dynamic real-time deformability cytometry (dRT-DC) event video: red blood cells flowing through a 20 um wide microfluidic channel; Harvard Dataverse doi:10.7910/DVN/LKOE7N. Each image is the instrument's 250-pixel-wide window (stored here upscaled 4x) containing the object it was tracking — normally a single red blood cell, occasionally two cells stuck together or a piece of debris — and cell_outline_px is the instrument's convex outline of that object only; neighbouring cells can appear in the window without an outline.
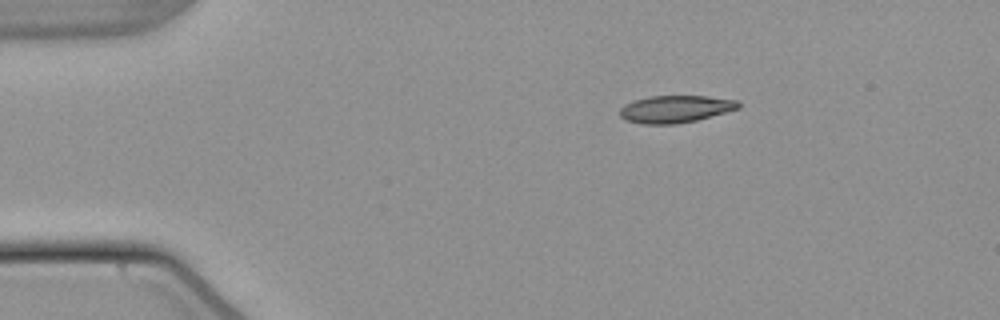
{"species": "common noctule bat (a hibernating species)", "species_latin": "Nyctalus noctula", "temperature_condition": "warm", "stored_images_in_passage": 45, "camera_frame_rate_fps": 3000, "um_per_image_px": 0.085, "animal": {"sex": "male", "body_mass_g": 21.5, "forearm_length_mm": 52.0}, "frame": {"image": 1, "passage_image": 1, "time_ms": 0.0, "image_size_px": [1000, 320], "cell_outline_px": [[740, 108], [696, 120], [676, 124], [644, 124], [628, 120], [620, 116], [620, 108], [624, 104], [648, 96], [708, 96], [736, 100], [740, 104]], "centroid_in_image_um": [57.41, 9.26], "position_along_channel_um": 27.6, "area_um2": 18.67}}
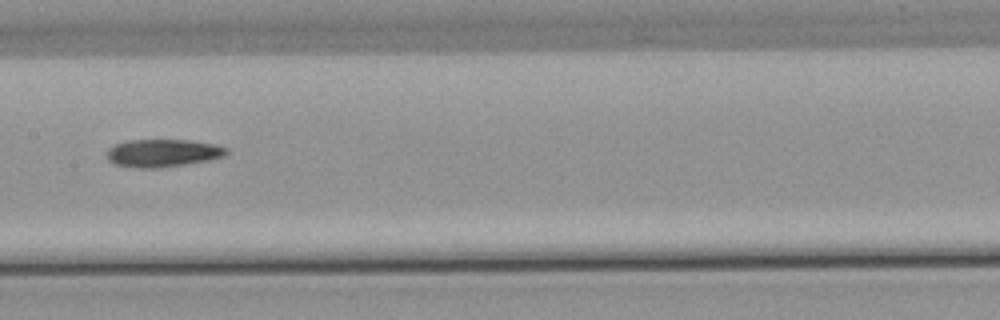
{"frame": {"image": 2, "passage_image": 19, "time_ms": 6.0, "image_size_px": [1000, 320], "cell_outline_px": [[228, 152], [224, 156], [208, 160], [160, 168], [136, 168], [116, 164], [108, 160], [108, 148], [124, 140], [188, 140], [216, 144], [228, 148]], "centroid_in_image_um": [13.84, 13.0], "position_along_channel_um": 193.6, "area_um2": 19.31}}
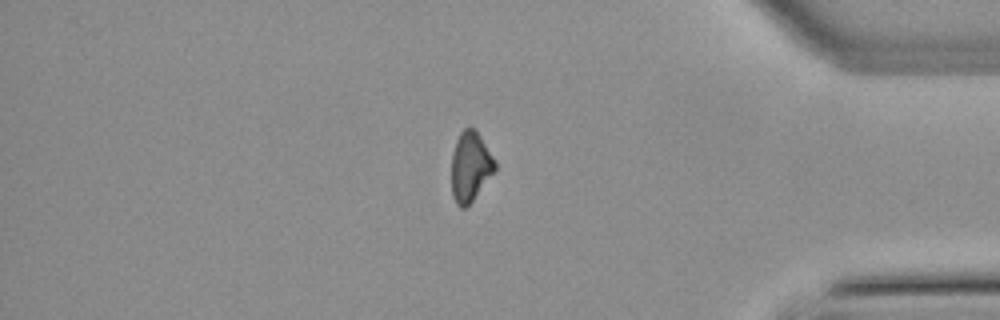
{"frame": {"image": 3, "passage_image": 37, "time_ms": 12.0, "image_size_px": [1000, 320], "cell_outline_px": [[496, 168], [472, 200], [464, 208], [460, 208], [456, 204], [452, 196], [452, 152], [456, 140], [460, 132], [464, 128], [472, 128], [480, 136], [496, 160]], "centroid_in_image_um": [39.96, 14.15], "position_along_channel_um": 395.2, "area_um2": 17.4}}